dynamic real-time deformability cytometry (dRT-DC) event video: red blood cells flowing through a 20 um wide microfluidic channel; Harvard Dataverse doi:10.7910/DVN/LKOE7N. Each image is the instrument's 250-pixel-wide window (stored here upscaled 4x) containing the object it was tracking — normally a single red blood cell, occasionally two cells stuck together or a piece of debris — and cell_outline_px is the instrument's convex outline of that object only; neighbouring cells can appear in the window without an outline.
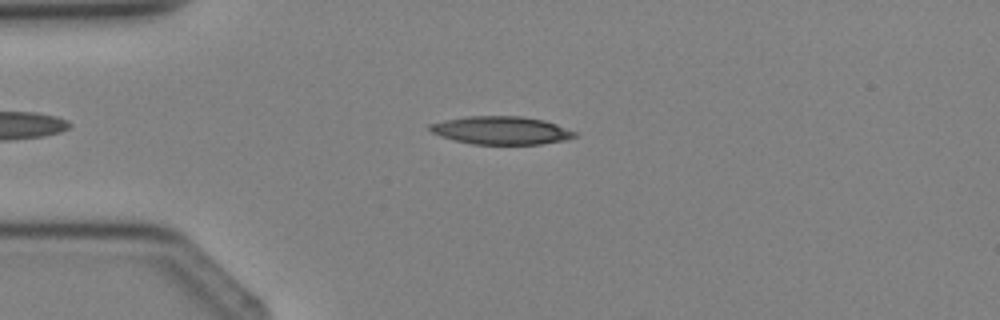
{"species": "Egyptian fruit bat (a non-hibernating species)", "species_latin": "Rousettus aegyptiacus", "temperature_condition": "cold", "stored_images_in_passage": 3, "camera_frame_rate_fps": 3000, "um_per_image_px": 0.085, "animal": {"sex": "female"}, "frame": {"image": 1, "passage_image": 3, "time_ms": 2.333, "image_size_px": [1000, 320], "cell_outline_px": [[576, 136], [564, 140], [540, 144], [472, 144], [440, 136], [424, 128], [428, 124], [444, 120], [468, 116], [524, 116], [544, 120], [556, 124], [576, 132]], "centroid_in_image_um": [42.55, 11.07], "position_along_channel_um": 42.4, "area_um2": 23.7}}